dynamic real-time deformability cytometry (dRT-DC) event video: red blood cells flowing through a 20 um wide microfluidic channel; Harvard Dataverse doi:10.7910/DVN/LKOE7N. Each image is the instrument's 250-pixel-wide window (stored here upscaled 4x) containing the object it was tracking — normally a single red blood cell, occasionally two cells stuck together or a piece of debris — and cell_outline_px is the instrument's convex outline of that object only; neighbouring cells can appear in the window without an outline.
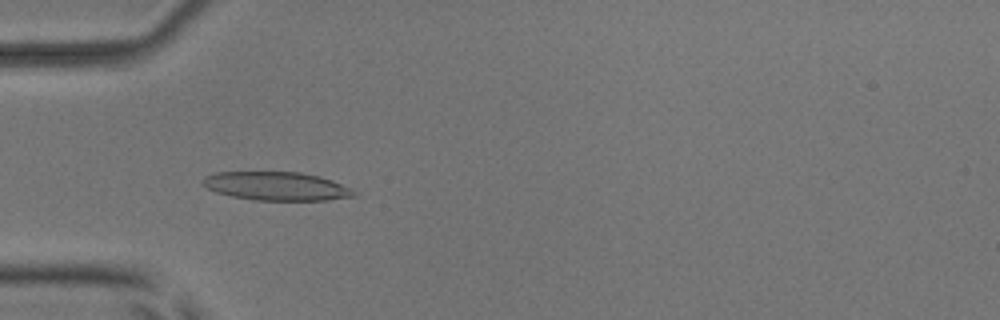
{"species": "common noctule bat (a hibernating species)", "species_latin": "Nyctalus noctula", "temperature_condition": "room temperature", "stored_images_in_passage": 52, "camera_frame_rate_fps": 3000, "um_per_image_px": 0.085, "animal": {"sex": "male", "body_mass_g": 17.9, "forearm_length_mm": 54.2}, "frame": {"image": 1, "passage_image": 17, "time_ms": 5.333, "image_size_px": [1000, 320], "cell_outline_px": [[356, 196], [328, 200], [252, 200], [232, 196], [216, 192], [208, 188], [200, 180], [204, 176], [216, 172], [300, 172], [320, 176], [332, 180], [352, 188], [356, 192]], "centroid_in_image_um": [23.52, 15.82], "position_along_channel_um": 61.5, "area_um2": 25.26}}
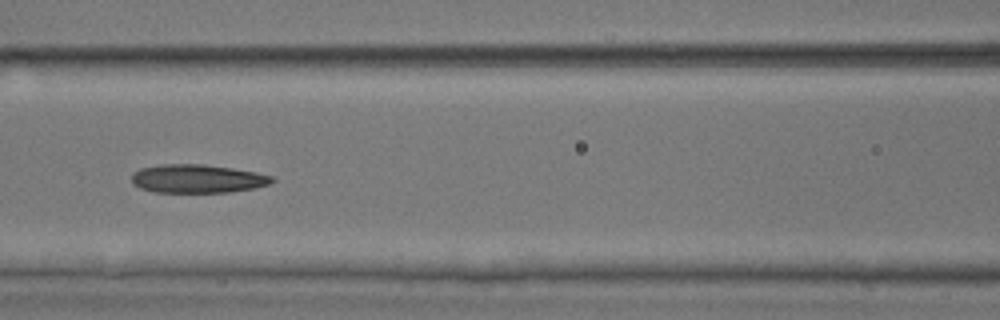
{"frame": {"image": 2, "passage_image": 24, "time_ms": 7.667, "image_size_px": [1000, 320], "cell_outline_px": [[276, 180], [268, 184], [256, 188], [228, 192], [152, 192], [140, 188], [132, 184], [132, 172], [140, 168], [160, 164], [204, 164], [232, 168], [256, 172], [272, 176]], "centroid_in_image_um": [16.75, 15.18], "position_along_channel_um": 149.8, "area_um2": 23.47}}
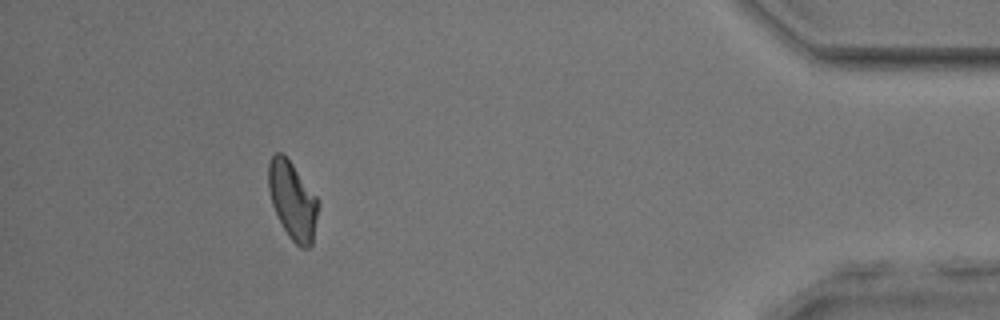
{"frame": {"image": 3, "passage_image": 48, "time_ms": 15.667, "image_size_px": [1000, 320], "cell_outline_px": [[320, 204], [312, 244], [308, 248], [300, 248], [288, 236], [272, 204], [268, 188], [268, 164], [272, 156], [276, 152], [280, 152], [292, 164], [320, 200]], "centroid_in_image_um": [24.89, 17.06], "position_along_channel_um": 410.3, "area_um2": 22.48}, "authors_computed_cell_mechanics": {"area_um2": 23.6402, "velocity_mm_per_s": 3.9426, "shape_relaxation_time_tau1_ms": null, "shape_relaxation_time_tau2_ms": 6.941, "deformation_change_tau1": null, "deformation_change_tau2": 0.1705}}